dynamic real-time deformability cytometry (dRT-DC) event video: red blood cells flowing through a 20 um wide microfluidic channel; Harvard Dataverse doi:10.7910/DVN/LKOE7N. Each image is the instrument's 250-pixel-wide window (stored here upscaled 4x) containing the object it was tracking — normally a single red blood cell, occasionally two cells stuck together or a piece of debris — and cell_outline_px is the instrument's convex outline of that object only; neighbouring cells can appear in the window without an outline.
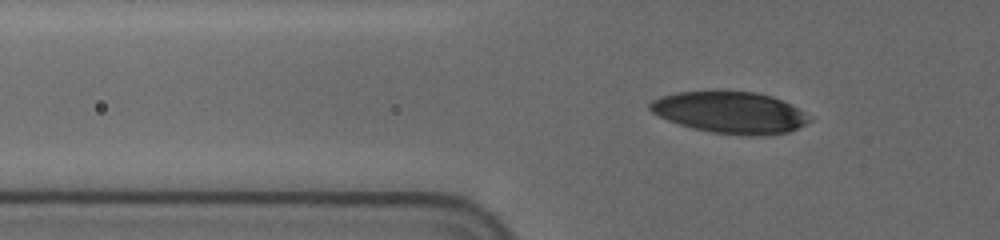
{"species": "human", "species_latin": "Homo sapiens", "temperature_condition": "cold", "stored_images_in_passage": 50, "camera_frame_rate_fps": 3000, "um_per_image_px": 0.085, "donor": {"sex": "female"}, "frame": {"image": 1, "passage_image": 13, "time_ms": 4.0, "image_size_px": [1000, 240], "cell_outline_px": [[812, 120], [788, 132], [760, 136], [712, 132], [692, 128], [668, 120], [652, 112], [648, 108], [648, 104], [652, 100], [660, 96], [676, 92], [716, 88], [756, 92], [772, 96], [804, 112]], "centroid_in_image_um": [61.99, 9.51], "position_along_channel_um": 63.8, "area_um2": 39.19}}
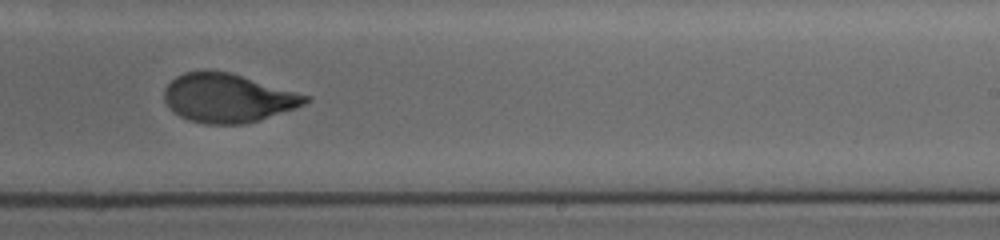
{"frame": {"image": 2, "passage_image": 31, "time_ms": 10.0, "image_size_px": [1000, 240], "cell_outline_px": [[312, 100], [304, 104], [260, 120], [244, 124], [204, 124], [188, 120], [172, 112], [168, 108], [164, 100], [164, 88], [176, 76], [184, 72], [204, 68], [212, 68], [228, 72], [312, 96]], "centroid_in_image_um": [19.32, 8.31], "position_along_channel_um": 269.7, "area_um2": 40.63}}
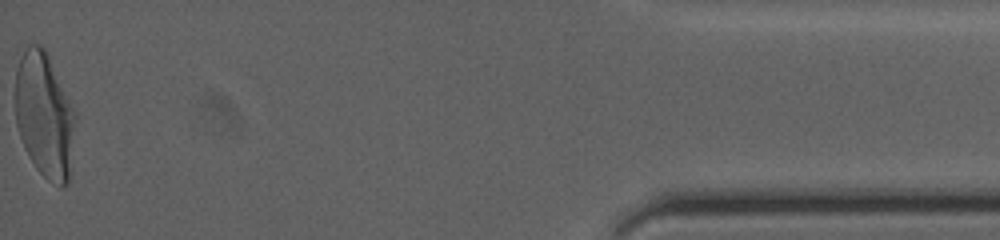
{"frame": {"image": 3, "passage_image": 50, "time_ms": 16.333, "image_size_px": [1000, 240], "cell_outline_px": [[76, 116], [68, 184], [60, 188], [48, 180], [36, 168], [24, 148], [16, 124], [16, 68], [20, 56], [28, 44], [40, 44], [48, 52], [76, 112]], "centroid_in_image_um": [3.79, 9.76], "position_along_channel_um": 431.4, "area_um2": 44.16}, "authors_computed_cell_mechanics": {"area_um2": 40.5467, "velocity_mm_per_s": 3.6718, "shape_relaxation_time_tau1_ms": 4.5794, "shape_relaxation_time_tau2_ms": 0.8985, "deformation_change_tau1": 0.1765, "deformation_change_tau2": 0.0586}}